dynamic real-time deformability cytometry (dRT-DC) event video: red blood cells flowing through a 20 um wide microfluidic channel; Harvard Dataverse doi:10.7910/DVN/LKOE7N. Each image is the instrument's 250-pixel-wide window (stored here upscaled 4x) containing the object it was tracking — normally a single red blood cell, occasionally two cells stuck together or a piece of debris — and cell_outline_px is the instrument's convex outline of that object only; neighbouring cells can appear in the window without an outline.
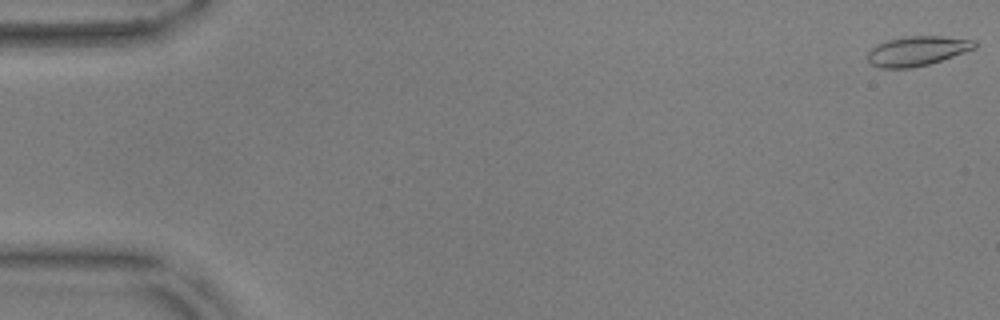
{"species": "common noctule bat (a hibernating species)", "species_latin": "Nyctalus noctula", "temperature_condition": "warm", "stored_images_in_passage": 56, "camera_frame_rate_fps": 3000, "um_per_image_px": 0.085, "animal": {"sex": "male", "body_mass_g": 17.9, "forearm_length_mm": 54.2}, "frame": {"image": 1, "passage_image": 1, "time_ms": 0.0, "image_size_px": [1000, 320], "cell_outline_px": [[976, 48], [928, 64], [908, 68], [880, 68], [872, 64], [868, 60], [868, 52], [876, 44], [888, 40], [904, 36], [940, 36], [976, 40]], "centroid_in_image_um": [77.94, 4.32], "position_along_channel_um": 7.1, "area_um2": 18.26}}
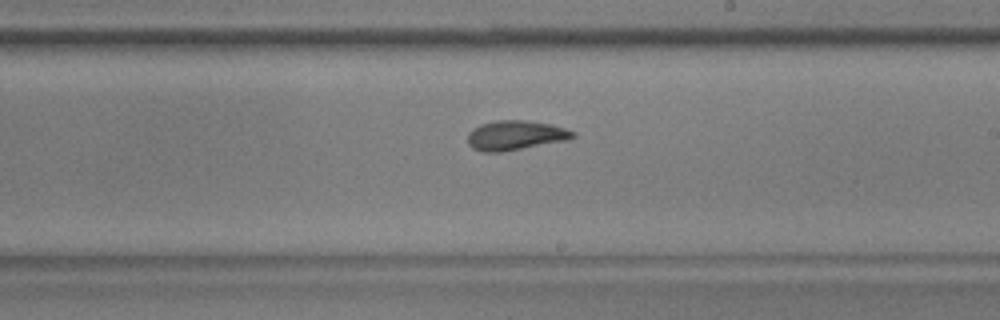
{"frame": {"image": 2, "passage_image": 33, "time_ms": 10.667, "image_size_px": [1000, 320], "cell_outline_px": [[576, 136], [568, 140], [500, 152], [480, 152], [472, 148], [468, 144], [468, 132], [472, 128], [480, 124], [496, 120], [528, 120], [552, 124], [576, 132]], "centroid_in_image_um": [43.8, 11.49], "position_along_channel_um": 245.2, "area_um2": 18.32}}
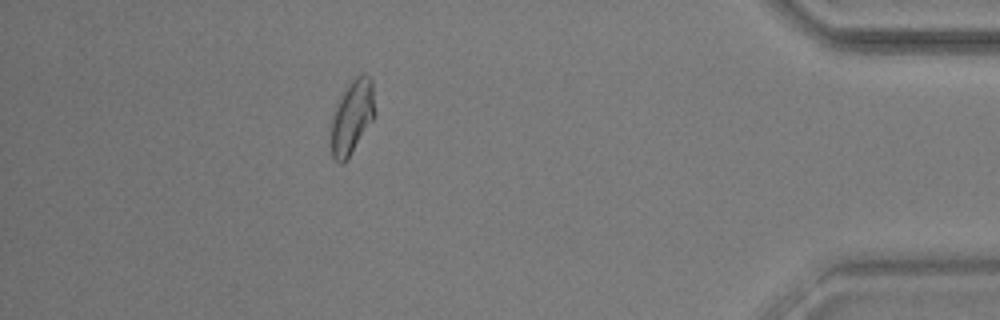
{"frame": {"image": 3, "passage_image": 50, "time_ms": 16.333, "image_size_px": [1000, 320], "cell_outline_px": [[376, 116], [348, 160], [344, 164], [340, 164], [332, 156], [332, 116], [344, 88], [360, 72], [368, 76], [372, 80], [376, 112]], "centroid_in_image_um": [29.97, 9.94], "position_along_channel_um": 405.2, "area_um2": 19.19}, "authors_computed_cell_mechanics": {"area_um2": 18.0047, "velocity_mm_per_s": 3.6359, "shape_relaxation_time_tau1_ms": 4.9841, "shape_relaxation_time_tau2_ms": 2.2123, "deformation_change_tau1": 0.1515, "deformation_change_tau2": 0.0647}}